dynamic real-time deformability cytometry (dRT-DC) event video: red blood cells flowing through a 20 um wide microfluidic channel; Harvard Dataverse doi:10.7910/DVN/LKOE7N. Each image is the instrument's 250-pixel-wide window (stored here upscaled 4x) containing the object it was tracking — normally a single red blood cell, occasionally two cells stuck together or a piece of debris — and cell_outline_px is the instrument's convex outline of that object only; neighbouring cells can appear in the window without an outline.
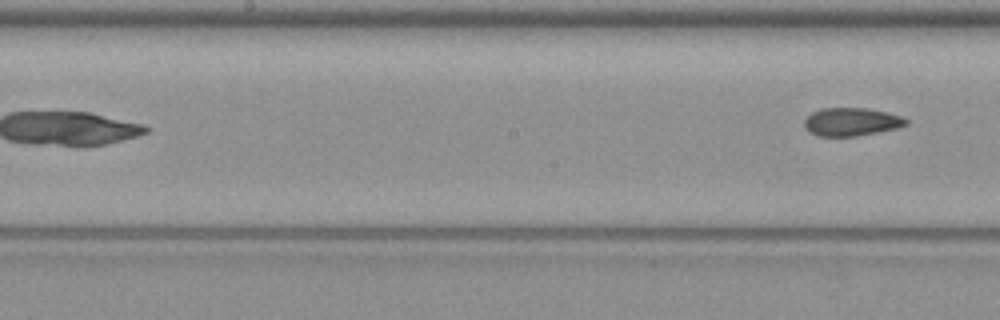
{"species": "common noctule bat (a hibernating species)", "species_latin": "Nyctalus noctula", "temperature_condition": "warm", "stored_images_in_passage": 6, "segment_of_instrument_passage": [2, 2], "camera_frame_rate_fps": 3000, "um_per_image_px": 0.085, "animal": {"sex": "female", "body_mass_g": 19.3, "forearm_length_mm": 54.1}, "frame": {"image": 1, "passage_image": 6, "time_ms": 6.0, "image_size_px": [1000, 320], "cell_outline_px": [[908, 124], [896, 128], [856, 136], [816, 136], [808, 132], [804, 128], [804, 120], [812, 112], [820, 108], [868, 108], [888, 112], [900, 116], [908, 120]], "centroid_in_image_um": [72.33, 10.35], "position_along_channel_um": 175.9, "area_um2": 16.76}}